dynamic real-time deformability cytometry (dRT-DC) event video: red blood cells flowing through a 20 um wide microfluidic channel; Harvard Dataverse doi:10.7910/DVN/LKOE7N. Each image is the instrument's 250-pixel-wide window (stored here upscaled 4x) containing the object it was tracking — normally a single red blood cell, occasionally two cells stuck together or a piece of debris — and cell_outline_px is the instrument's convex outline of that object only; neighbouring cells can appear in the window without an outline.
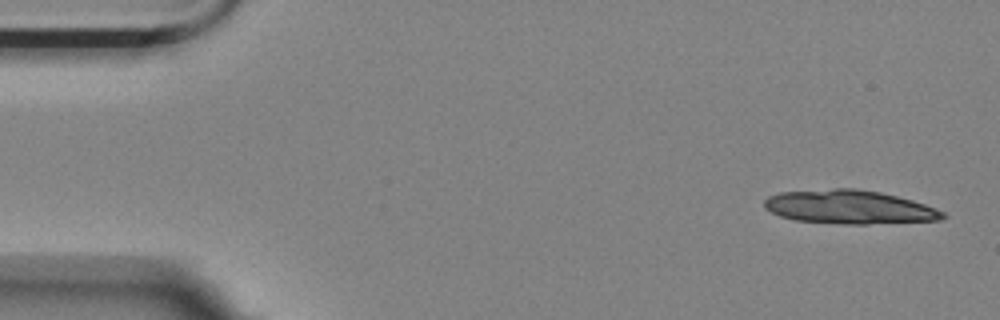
{"species": "Egyptian fruit bat (a non-hibernating species)", "species_latin": "Rousettus aegyptiacus", "temperature_condition": "room temperature", "stored_images_in_passage": 6, "camera_frame_rate_fps": 3000, "um_per_image_px": 0.085, "animal": {"sex": "female"}, "frame": {"image": 1, "passage_image": 1, "time_ms": 0.0, "image_size_px": [1000, 320], "cell_outline_px": [[948, 216], [940, 220], [868, 224], [844, 224], [796, 220], [780, 216], [764, 208], [764, 200], [768, 196], [780, 192], [832, 188], [856, 188], [880, 192], [912, 200], [924, 204], [944, 212]], "centroid_in_image_um": [72.18, 17.59], "position_along_channel_um": 12.8, "area_um2": 35.08}}
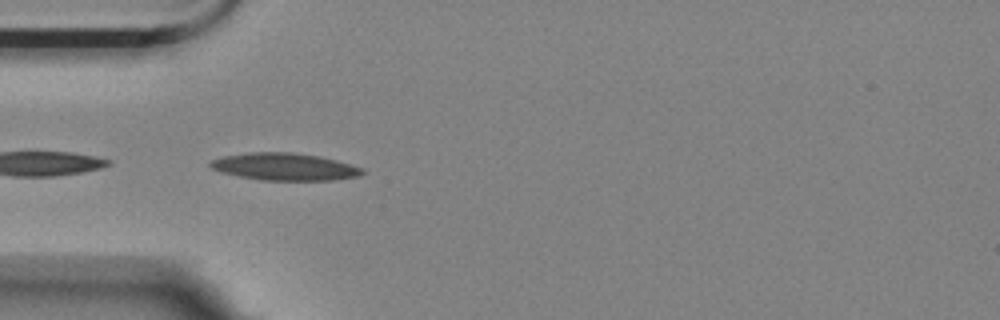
{"frame": {"image": 2, "passage_image": 5, "time_ms": 4.667, "image_size_px": [1000, 320], "cell_outline_px": [[364, 172], [360, 176], [332, 180], [260, 180], [220, 172], [212, 168], [208, 164], [212, 160], [224, 156], [248, 152], [292, 152], [320, 156], [336, 160], [364, 168]], "centroid_in_image_um": [24.21, 14.17], "position_along_channel_um": 60.8, "area_um2": 24.16}}